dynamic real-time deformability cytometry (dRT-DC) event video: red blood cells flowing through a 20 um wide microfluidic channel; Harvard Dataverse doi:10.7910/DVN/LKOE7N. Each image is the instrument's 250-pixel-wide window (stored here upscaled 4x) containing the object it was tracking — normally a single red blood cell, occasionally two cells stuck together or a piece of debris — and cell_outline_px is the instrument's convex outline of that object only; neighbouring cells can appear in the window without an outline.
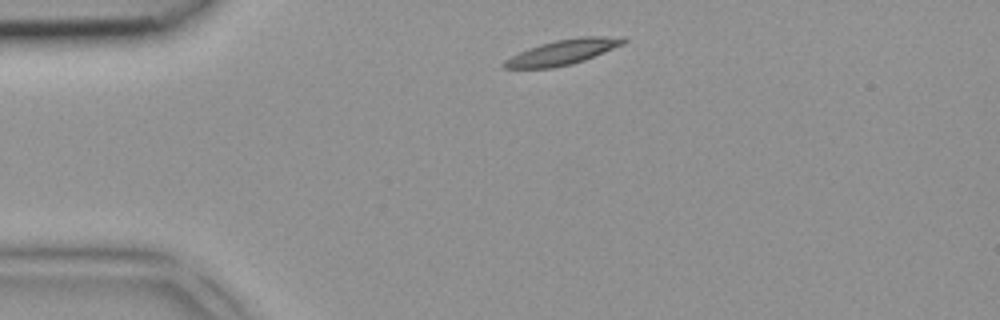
{"species": "common noctule bat (a hibernating species)", "species_latin": "Nyctalus noctula", "temperature_condition": "room temperature", "stored_images_in_passage": 2, "camera_frame_rate_fps": 3000, "um_per_image_px": 0.085, "animal": {"sex": "female", "body_mass_g": 18.4}, "frame": {"image": 1, "passage_image": 1, "time_ms": 0.0, "image_size_px": [1000, 320], "cell_outline_px": [[628, 40], [624, 44], [584, 60], [572, 64], [552, 68], [504, 68], [500, 64], [504, 60], [528, 48], [540, 44], [556, 40], [580, 36], [624, 36]], "centroid_in_image_um": [47.86, 4.42], "position_along_channel_um": 37.1, "area_um2": 17.51}}